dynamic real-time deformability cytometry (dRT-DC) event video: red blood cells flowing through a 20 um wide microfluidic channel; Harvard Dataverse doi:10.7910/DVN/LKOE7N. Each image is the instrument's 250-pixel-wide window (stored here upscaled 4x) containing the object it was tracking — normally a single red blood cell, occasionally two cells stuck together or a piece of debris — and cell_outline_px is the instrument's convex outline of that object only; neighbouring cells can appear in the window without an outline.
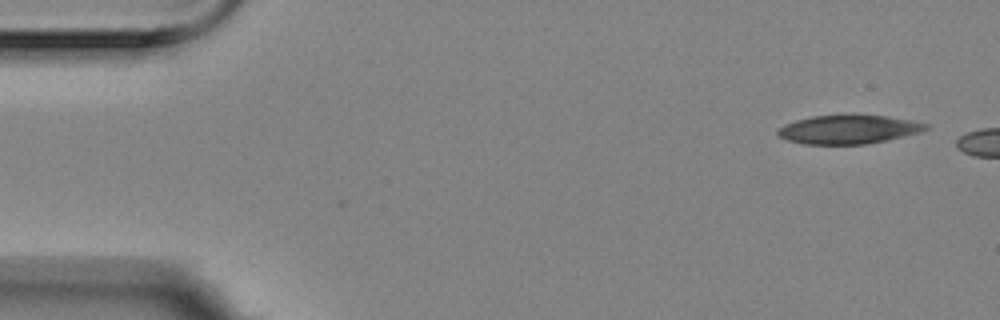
{"species": "Egyptian fruit bat (a non-hibernating species)", "species_latin": "Rousettus aegyptiacus", "temperature_condition": "room temperature", "stored_images_in_passage": 2, "camera_frame_rate_fps": 3000, "um_per_image_px": 0.085, "animal": {"sex": "female"}, "frame": {"image": 1, "passage_image": 2, "time_ms": 0.333, "image_size_px": [1000, 320], "cell_outline_px": [[928, 128], [920, 132], [868, 144], [804, 144], [788, 140], [776, 136], [776, 132], [784, 124], [796, 120], [812, 116], [884, 116], [908, 120], [928, 124]], "centroid_in_image_um": [72.06, 11.02], "position_along_channel_um": 12.9, "area_um2": 24.28}}